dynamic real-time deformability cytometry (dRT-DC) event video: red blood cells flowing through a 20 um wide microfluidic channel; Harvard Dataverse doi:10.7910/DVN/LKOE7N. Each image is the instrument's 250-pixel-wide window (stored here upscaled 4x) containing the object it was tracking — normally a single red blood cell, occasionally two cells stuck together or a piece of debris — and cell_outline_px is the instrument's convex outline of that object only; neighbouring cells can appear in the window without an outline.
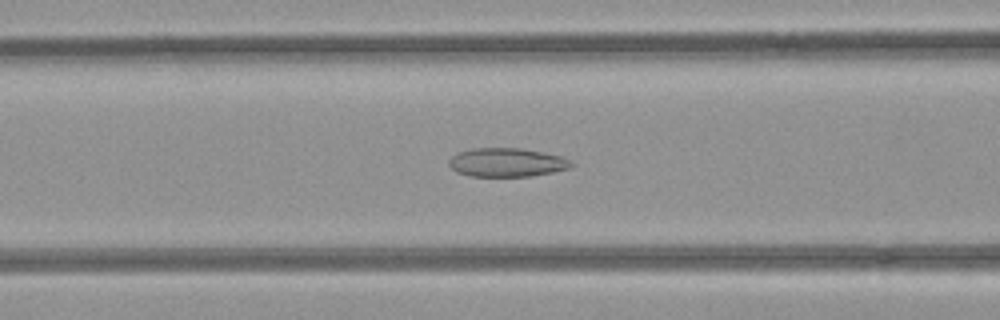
{"species": "common noctule bat (a hibernating species)", "species_latin": "Nyctalus noctula", "temperature_condition": "room temperature", "stored_images_in_passage": 48, "camera_frame_rate_fps": 3000, "um_per_image_px": 0.085, "animal": {"sex": "female", "body_mass_g": 21.9}, "frame": {"image": 1, "passage_image": 20, "time_ms": 6.333, "image_size_px": [1000, 320], "cell_outline_px": [[576, 164], [568, 168], [552, 172], [532, 176], [468, 176], [456, 172], [448, 164], [448, 160], [452, 156], [460, 152], [472, 148], [520, 148], [544, 152], [560, 156], [572, 160]], "centroid_in_image_um": [43.09, 13.8], "position_along_channel_um": 123.5, "area_um2": 20.58}}
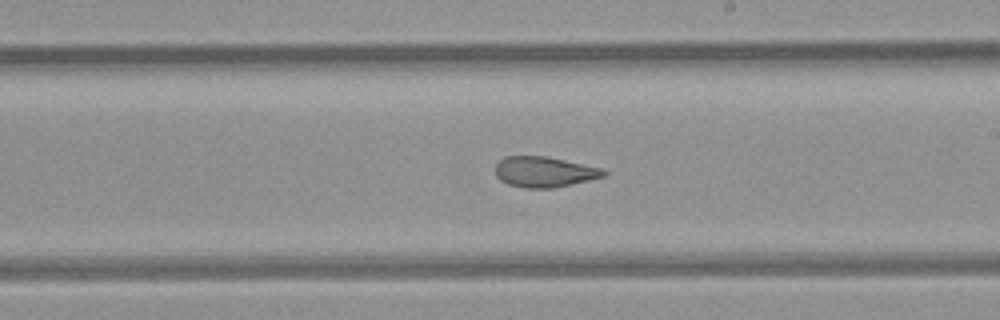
{"frame": {"image": 2, "passage_image": 29, "time_ms": 9.333, "image_size_px": [1000, 320], "cell_outline_px": [[608, 172], [604, 176], [572, 184], [552, 188], [524, 188], [508, 184], [500, 180], [496, 176], [496, 164], [504, 156], [548, 156], [604, 168]], "centroid_in_image_um": [46.28, 14.6], "position_along_channel_um": 242.7, "area_um2": 19.42}}
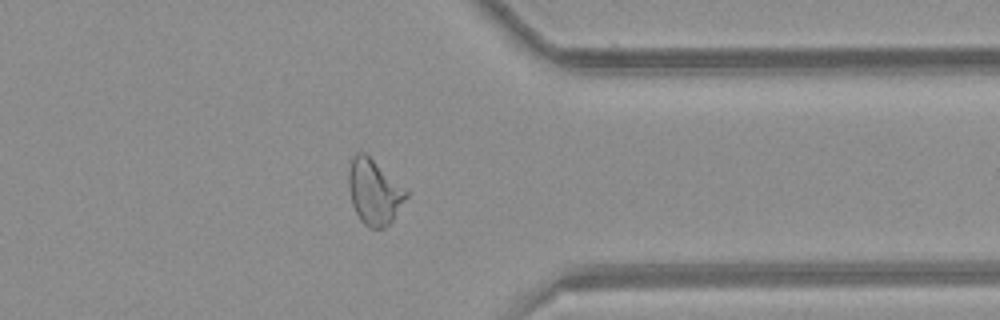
{"frame": {"image": 3, "passage_image": 40, "time_ms": 13.0, "image_size_px": [1000, 320], "cell_outline_px": [[408, 196], [392, 220], [384, 228], [368, 228], [360, 220], [352, 204], [348, 184], [348, 172], [352, 160], [356, 152], [364, 152], [408, 192]], "centroid_in_image_um": [31.78, 16.34], "position_along_channel_um": 379.6, "area_um2": 21.39}, "authors_computed_cell_mechanics": {"area_um2": 21.5883, "velocity_mm_per_s": 3.9706, "shape_relaxation_time_tau1_ms": null, "shape_relaxation_time_tau2_ms": 2.0791, "deformation_change_tau1": null, "deformation_change_tau2": 0.0768}}